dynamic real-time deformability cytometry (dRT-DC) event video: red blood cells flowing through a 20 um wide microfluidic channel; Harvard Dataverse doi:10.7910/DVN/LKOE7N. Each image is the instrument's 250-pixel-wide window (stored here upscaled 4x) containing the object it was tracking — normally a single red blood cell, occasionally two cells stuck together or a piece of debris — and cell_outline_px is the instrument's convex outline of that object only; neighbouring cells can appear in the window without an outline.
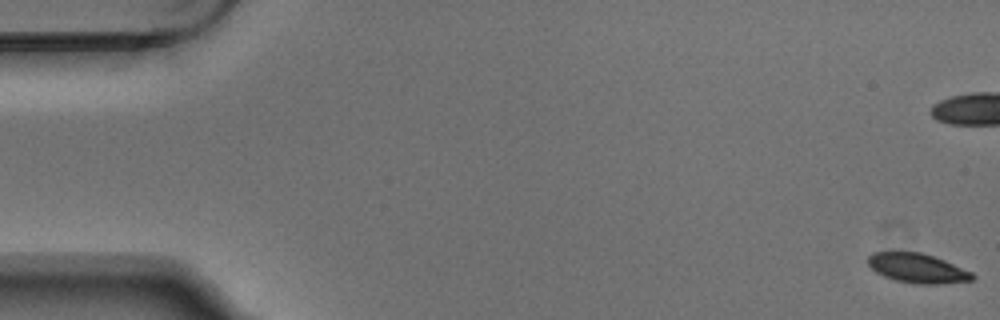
{"species": "Egyptian fruit bat (a non-hibernating species)", "species_latin": "Rousettus aegyptiacus", "temperature_condition": "warm", "stored_images_in_passage": 7, "camera_frame_rate_fps": 3000, "um_per_image_px": 0.085, "animal": {"sex": "male"}, "frame": {"image": 1, "passage_image": 1, "time_ms": 0.0, "image_size_px": [1000, 320], "cell_outline_px": [[976, 276], [972, 280], [940, 284], [916, 284], [896, 280], [884, 276], [876, 272], [868, 264], [868, 256], [872, 252], [920, 252], [944, 260], [972, 272]], "centroid_in_image_um": [77.98, 22.8], "position_along_channel_um": 7.0, "area_um2": 17.8}}
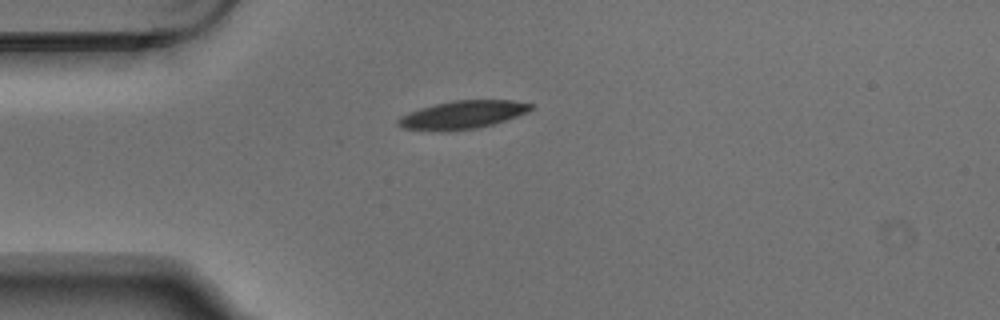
{"frame": {"image": 2, "passage_image": 7, "time_ms": 2.0, "image_size_px": [1000, 320], "cell_outline_px": [[532, 108], [528, 112], [492, 124], [476, 128], [404, 128], [396, 124], [396, 120], [400, 116], [408, 112], [420, 108], [452, 100], [512, 100], [532, 104]], "centroid_in_image_um": [39.35, 9.7], "position_along_channel_um": 45.6, "area_um2": 20.63}}